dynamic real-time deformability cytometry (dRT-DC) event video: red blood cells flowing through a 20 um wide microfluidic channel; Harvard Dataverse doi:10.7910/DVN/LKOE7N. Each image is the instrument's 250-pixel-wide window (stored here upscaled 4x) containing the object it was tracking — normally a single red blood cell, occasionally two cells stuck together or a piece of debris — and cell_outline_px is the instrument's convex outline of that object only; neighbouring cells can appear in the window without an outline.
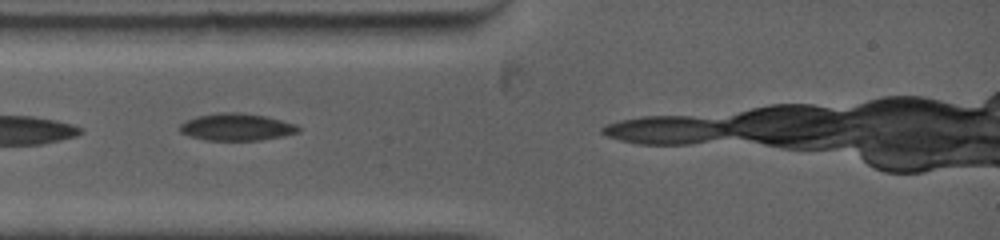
{"species": "common noctule bat (a hibernating species)", "species_latin": "Nyctalus noctula", "temperature_condition": "warm", "stored_images_in_passage": 4, "camera_frame_rate_fps": 5000, "um_per_image_px": 0.085, "animal": {"sex": "female", "body_mass_g": 19.0, "forearm_length_mm": 53.3}, "frame": {"image": 1, "passage_image": 2, "time_ms": 0.6, "image_size_px": [1000, 240], "cell_outline_px": [[300, 132], [284, 136], [260, 140], [204, 140], [188, 136], [180, 132], [180, 124], [196, 116], [216, 112], [236, 112], [264, 116], [296, 124], [300, 128]], "centroid_in_image_um": [20.1, 10.8], "position_along_channel_um": 64.9, "area_um2": 18.79}}